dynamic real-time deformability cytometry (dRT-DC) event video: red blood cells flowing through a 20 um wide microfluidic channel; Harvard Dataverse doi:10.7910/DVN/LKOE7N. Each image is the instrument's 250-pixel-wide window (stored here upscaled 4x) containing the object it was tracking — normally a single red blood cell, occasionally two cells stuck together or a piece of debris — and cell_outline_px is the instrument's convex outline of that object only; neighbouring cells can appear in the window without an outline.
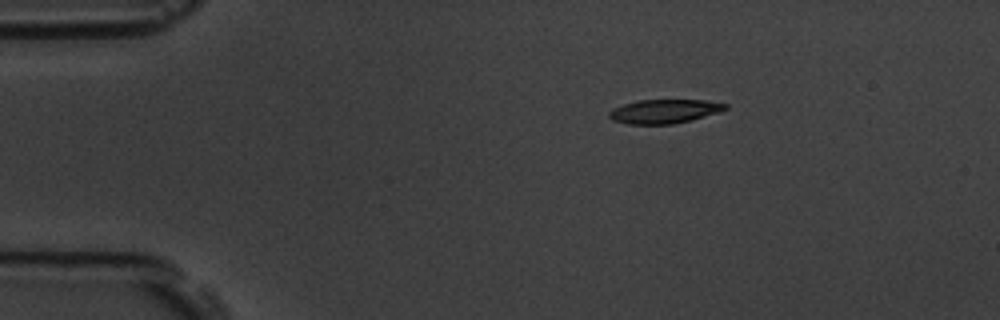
{"species": "common noctule bat (a hibernating species)", "species_latin": "Nyctalus noctula", "temperature_condition": "room temperature", "stored_images_in_passage": 4, "camera_frame_rate_fps": 3000, "um_per_image_px": 0.085, "animal": {"sex": "male", "body_mass_g": 19.5, "forearm_length_mm": 54.6}, "frame": {"image": 1, "passage_image": 1, "time_ms": 0.0, "image_size_px": [1000, 320], "cell_outline_px": [[728, 108], [720, 112], [672, 124], [628, 124], [612, 120], [608, 116], [608, 112], [612, 108], [636, 100], [704, 100], [728, 104]], "centroid_in_image_um": [56.43, 9.45], "position_along_channel_um": 28.6, "area_um2": 16.18}}